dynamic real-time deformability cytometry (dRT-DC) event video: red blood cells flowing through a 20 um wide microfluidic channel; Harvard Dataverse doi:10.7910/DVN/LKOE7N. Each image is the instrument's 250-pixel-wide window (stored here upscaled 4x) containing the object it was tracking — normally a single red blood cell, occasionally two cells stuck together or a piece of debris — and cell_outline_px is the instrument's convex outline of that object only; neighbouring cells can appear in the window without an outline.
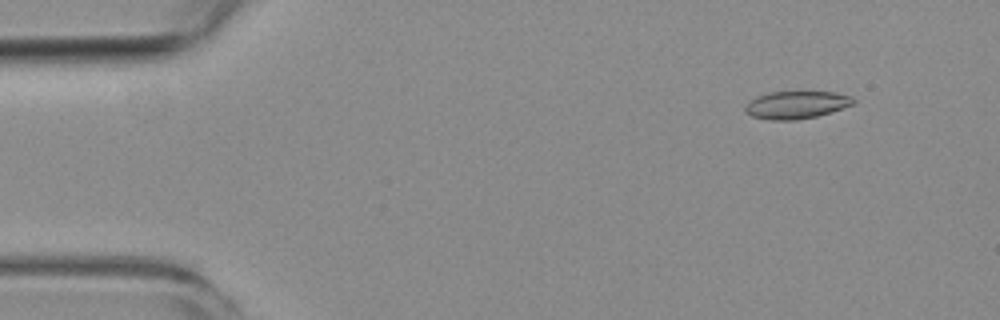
{"species": "common noctule bat (a hibernating species)", "species_latin": "Nyctalus noctula", "temperature_condition": "room temperature", "stored_images_in_passage": 4, "camera_frame_rate_fps": 3000, "um_per_image_px": 0.085, "animal": {"sex": "female", "body_mass_g": 19.3, "forearm_length_mm": 54.1}, "frame": {"image": 1, "passage_image": 1, "time_ms": 0.0, "image_size_px": [1000, 320], "cell_outline_px": [[856, 100], [852, 104], [832, 112], [816, 116], [796, 120], [768, 120], [752, 116], [744, 108], [748, 100], [756, 96], [768, 92], [836, 92], [852, 96]], "centroid_in_image_um": [67.68, 8.91], "position_along_channel_um": 17.3, "area_um2": 17.46}}
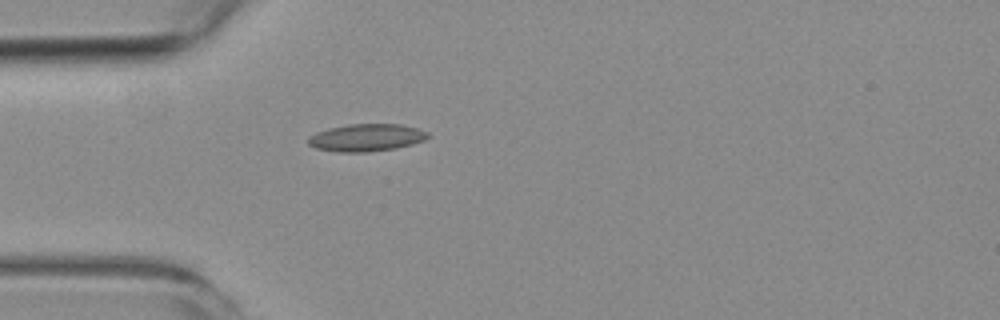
{"frame": {"image": 2, "passage_image": 4, "time_ms": 3.333, "image_size_px": [1000, 320], "cell_outline_px": [[428, 136], [424, 140], [412, 144], [396, 148], [368, 152], [340, 152], [316, 148], [308, 144], [308, 136], [316, 132], [328, 128], [348, 124], [400, 124], [416, 128], [428, 132]], "centroid_in_image_um": [31.11, 11.69], "position_along_channel_um": 53.9, "area_um2": 19.07}}